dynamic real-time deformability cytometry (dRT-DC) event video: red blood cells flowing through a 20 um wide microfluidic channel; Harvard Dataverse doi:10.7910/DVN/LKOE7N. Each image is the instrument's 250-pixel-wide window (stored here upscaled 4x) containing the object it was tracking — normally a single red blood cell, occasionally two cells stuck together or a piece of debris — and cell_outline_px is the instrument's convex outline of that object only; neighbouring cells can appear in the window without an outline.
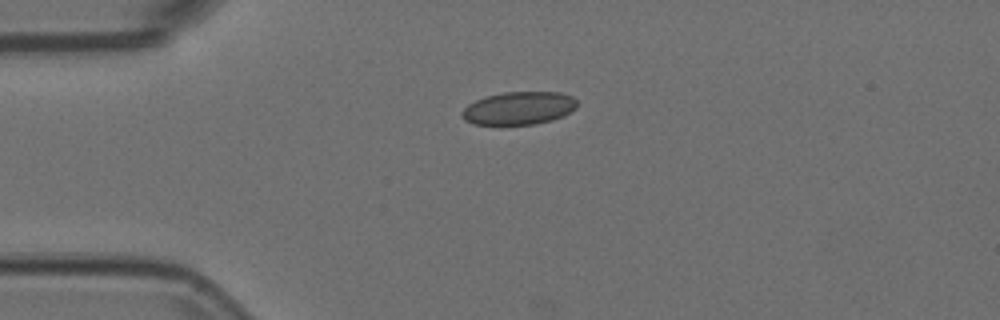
{"species": "Egyptian fruit bat (a non-hibernating species)", "species_latin": "Rousettus aegyptiacus", "temperature_condition": "room temperature", "stored_images_in_passage": 2, "camera_frame_rate_fps": 3000, "um_per_image_px": 0.085, "animal": {"sex": "female"}, "frame": {"image": 1, "passage_image": 1, "time_ms": 0.0, "image_size_px": [1000, 320], "cell_outline_px": [[576, 108], [564, 116], [552, 120], [536, 124], [472, 124], [464, 120], [460, 116], [460, 112], [468, 104], [484, 96], [504, 92], [560, 92], [572, 96], [576, 100]], "centroid_in_image_um": [44.08, 9.19], "position_along_channel_um": 40.9, "area_um2": 22.25}}